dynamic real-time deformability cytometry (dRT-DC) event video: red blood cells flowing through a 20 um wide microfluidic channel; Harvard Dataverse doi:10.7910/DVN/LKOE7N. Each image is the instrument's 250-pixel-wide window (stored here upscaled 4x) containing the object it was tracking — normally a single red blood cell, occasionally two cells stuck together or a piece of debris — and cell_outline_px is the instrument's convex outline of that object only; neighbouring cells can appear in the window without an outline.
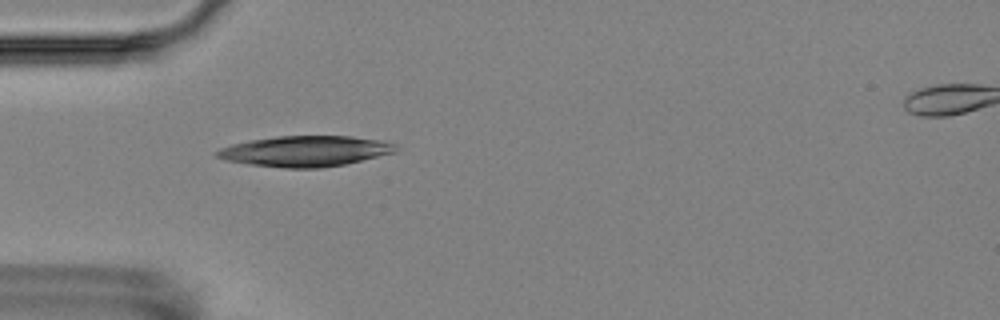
{"species": "Egyptian fruit bat (a non-hibernating species)", "species_latin": "Rousettus aegyptiacus", "temperature_condition": "room temperature", "stored_images_in_passage": 2, "camera_frame_rate_fps": 3000, "um_per_image_px": 0.085, "animal": {"sex": "female"}, "frame": {"image": 1, "passage_image": 1, "time_ms": 0.0, "image_size_px": [1000, 320], "cell_outline_px": [[400, 148], [396, 152], [344, 164], [320, 168], [284, 168], [248, 164], [228, 160], [216, 156], [216, 152], [220, 148], [232, 144], [248, 140], [276, 136], [352, 136], [380, 140], [396, 144]], "centroid_in_image_um": [25.97, 12.84], "position_along_channel_um": 59.0, "area_um2": 31.91}}